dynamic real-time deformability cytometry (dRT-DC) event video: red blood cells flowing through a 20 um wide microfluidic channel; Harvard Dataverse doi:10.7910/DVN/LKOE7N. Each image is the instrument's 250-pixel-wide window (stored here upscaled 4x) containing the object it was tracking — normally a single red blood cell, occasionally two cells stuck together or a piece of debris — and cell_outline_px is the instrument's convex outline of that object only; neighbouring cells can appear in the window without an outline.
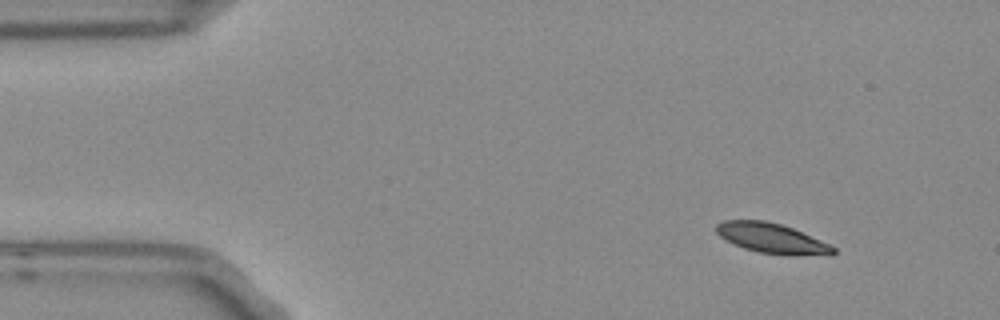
{"species": "Egyptian fruit bat (a non-hibernating species)", "species_latin": "Rousettus aegyptiacus", "temperature_condition": "room temperature", "stored_images_in_passage": 4, "camera_frame_rate_fps": 3000, "um_per_image_px": 0.085, "frame": {"image": 1, "passage_image": 1, "time_ms": 0.0, "image_size_px": [1000, 320], "cell_outline_px": [[836, 252], [832, 256], [788, 256], [756, 252], [744, 248], [724, 240], [716, 232], [716, 224], [724, 220], [764, 220], [780, 224], [792, 228], [828, 244], [836, 248]], "centroid_in_image_um": [65.62, 20.29], "position_along_channel_um": 19.4, "area_um2": 20.75}}
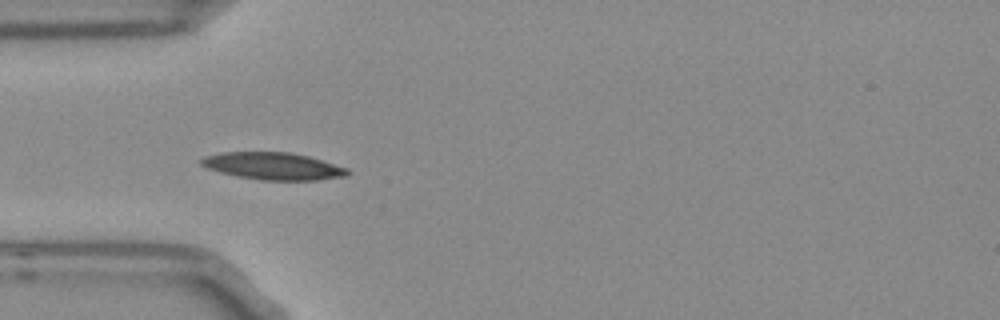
{"frame": {"image": 2, "passage_image": 3, "time_ms": 0.667, "image_size_px": [1000, 320], "cell_outline_px": [[348, 176], [316, 180], [260, 180], [236, 176], [220, 172], [208, 168], [200, 164], [200, 160], [204, 156], [224, 152], [292, 152], [308, 156], [348, 168]], "centroid_in_image_um": [23.21, 14.12], "position_along_channel_um": 61.8, "area_um2": 23.18}}
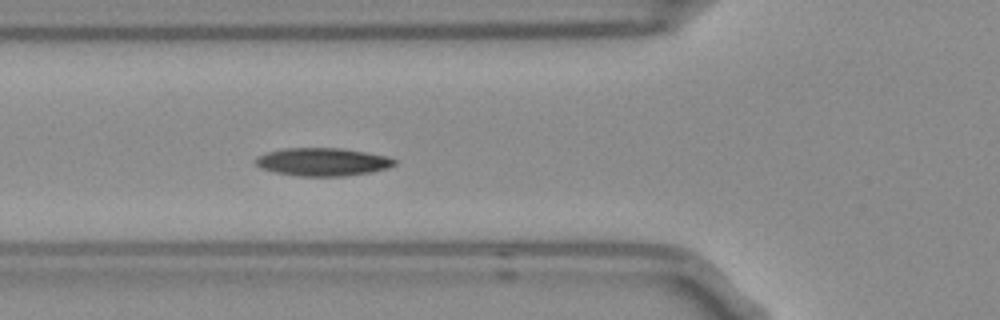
{"frame": {"image": 3, "passage_image": 4, "time_ms": 1.0, "image_size_px": [1000, 320], "cell_outline_px": [[396, 164], [388, 168], [372, 172], [344, 176], [300, 176], [276, 172], [264, 168], [256, 164], [252, 160], [256, 156], [268, 152], [284, 148], [340, 148], [388, 156], [396, 160]], "centroid_in_image_um": [27.43, 13.76], "position_along_channel_um": 98.4, "area_um2": 22.6}}